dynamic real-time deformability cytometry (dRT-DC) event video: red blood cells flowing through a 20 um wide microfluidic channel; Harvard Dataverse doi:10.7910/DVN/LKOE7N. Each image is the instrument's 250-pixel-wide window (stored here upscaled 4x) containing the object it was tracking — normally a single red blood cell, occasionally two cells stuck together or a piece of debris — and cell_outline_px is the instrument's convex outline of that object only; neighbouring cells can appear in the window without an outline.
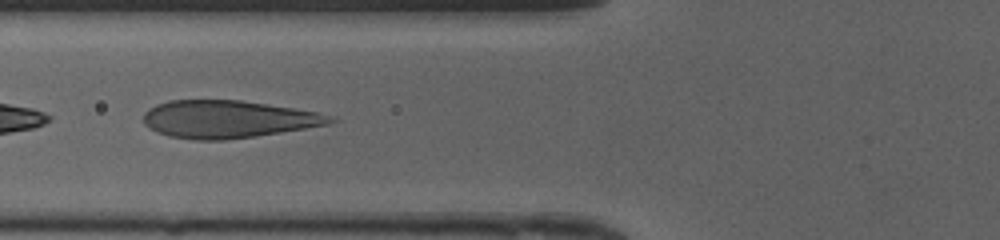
{"species": "human", "species_latin": "Homo sapiens", "temperature_condition": "cold", "stored_images_in_passage": 47, "camera_frame_rate_fps": 3000, "um_per_image_px": 0.085, "donor": {"sex": "female"}, "frame": {"image": 1, "passage_image": 19, "time_ms": 6.0, "image_size_px": [1000, 240], "cell_outline_px": [[340, 120], [328, 124], [280, 132], [224, 140], [196, 140], [168, 136], [144, 124], [144, 112], [148, 108], [156, 104], [168, 100], [240, 100], [292, 108], [316, 112]], "centroid_in_image_um": [19.33, 10.12], "position_along_channel_um": 106.5, "area_um2": 40.34}}
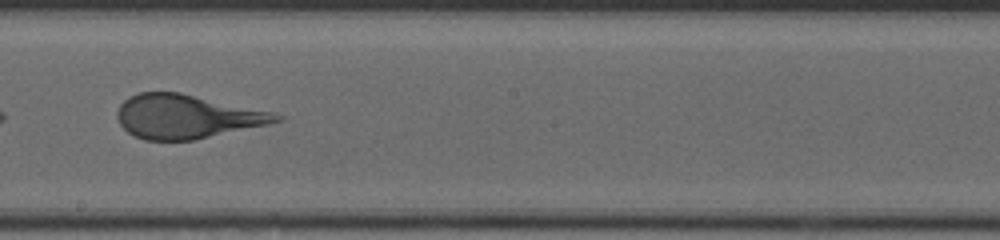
{"frame": {"image": 2, "passage_image": 28, "time_ms": 9.0, "image_size_px": [1000, 240], "cell_outline_px": [[284, 120], [268, 124], [196, 140], [144, 140], [128, 132], [120, 124], [116, 116], [116, 112], [120, 104], [128, 96], [140, 92], [180, 92], [276, 112], [284, 116]], "centroid_in_image_um": [15.9, 9.9], "position_along_channel_um": 232.3, "area_um2": 40.98}}
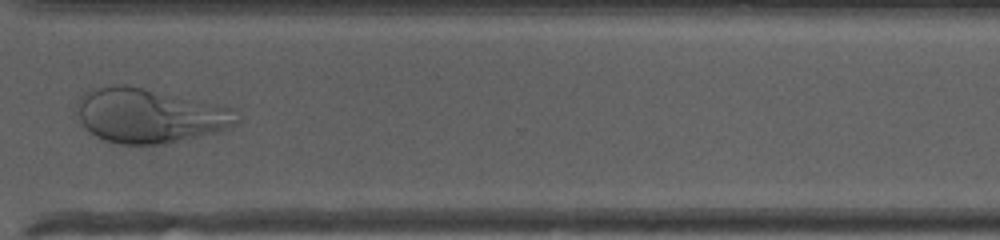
{"frame": {"image": 3, "passage_image": 37, "time_ms": 12.0, "image_size_px": [1000, 240], "cell_outline_px": [[240, 120], [236, 124], [228, 128], [216, 132], [160, 144], [120, 144], [104, 140], [88, 132], [72, 112], [76, 100], [80, 96], [88, 92], [100, 88], [120, 84], [124, 84], [236, 108]], "centroid_in_image_um": [12.66, 9.83], "position_along_channel_um": 357.9, "area_um2": 50.81}}